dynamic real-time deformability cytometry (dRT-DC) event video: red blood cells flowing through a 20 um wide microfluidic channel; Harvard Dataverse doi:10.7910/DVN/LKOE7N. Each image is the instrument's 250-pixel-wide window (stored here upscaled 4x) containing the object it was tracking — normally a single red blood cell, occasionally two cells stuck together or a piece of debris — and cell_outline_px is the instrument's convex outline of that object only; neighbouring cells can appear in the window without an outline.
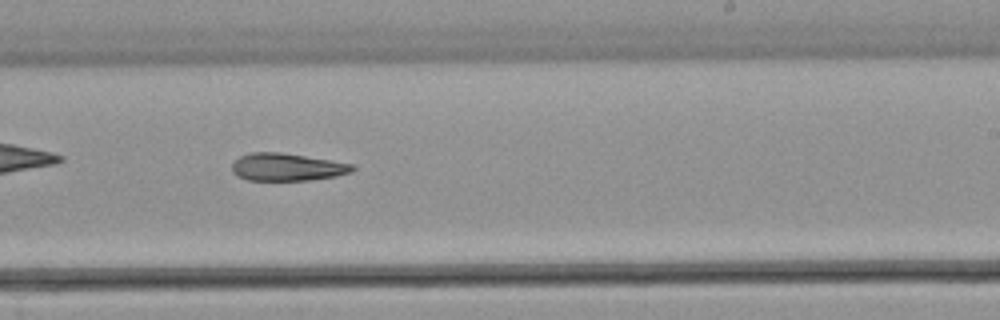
{"species": "common noctule bat (a hibernating species)", "species_latin": "Nyctalus noctula", "temperature_condition": "warm", "stored_images_in_passage": 31, "camera_frame_rate_fps": 3000, "um_per_image_px": 0.085, "animal": {"sex": "male", "body_mass_g": 21.5, "forearm_length_mm": 52.0}, "frame": {"image": 1, "passage_image": 14, "time_ms": 4.333, "image_size_px": [1000, 320], "cell_outline_px": [[356, 168], [352, 172], [336, 176], [308, 180], [248, 180], [232, 172], [232, 164], [240, 156], [252, 152], [280, 152], [332, 160], [352, 164]], "centroid_in_image_um": [24.42, 14.19], "position_along_channel_um": 264.6, "area_um2": 19.25}}